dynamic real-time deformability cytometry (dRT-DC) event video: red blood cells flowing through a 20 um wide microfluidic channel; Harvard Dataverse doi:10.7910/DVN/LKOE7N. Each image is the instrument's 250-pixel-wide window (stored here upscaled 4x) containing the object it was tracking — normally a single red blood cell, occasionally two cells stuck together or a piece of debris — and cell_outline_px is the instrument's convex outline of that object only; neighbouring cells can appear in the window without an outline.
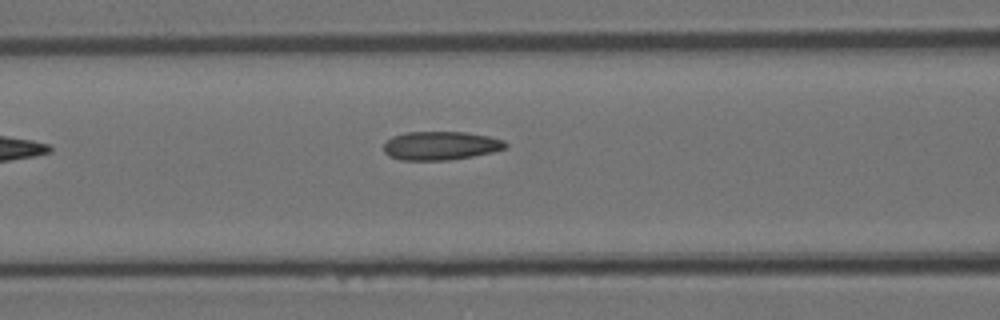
{"species": "Egyptian fruit bat (a non-hibernating species)", "species_latin": "Rousettus aegyptiacus", "temperature_condition": "room temperature", "stored_images_in_passage": 4, "camera_frame_rate_fps": 3000, "um_per_image_px": 0.085, "animal": {"sex": "female"}, "frame": {"image": 1, "passage_image": 4, "time_ms": 1.0, "image_size_px": [1000, 320], "cell_outline_px": [[508, 148], [492, 152], [472, 156], [448, 160], [400, 160], [388, 156], [384, 152], [384, 144], [392, 136], [404, 132], [464, 132], [488, 136], [504, 140], [508, 144]], "centroid_in_image_um": [37.45, 12.38], "position_along_channel_um": 129.1, "area_um2": 20.4}}